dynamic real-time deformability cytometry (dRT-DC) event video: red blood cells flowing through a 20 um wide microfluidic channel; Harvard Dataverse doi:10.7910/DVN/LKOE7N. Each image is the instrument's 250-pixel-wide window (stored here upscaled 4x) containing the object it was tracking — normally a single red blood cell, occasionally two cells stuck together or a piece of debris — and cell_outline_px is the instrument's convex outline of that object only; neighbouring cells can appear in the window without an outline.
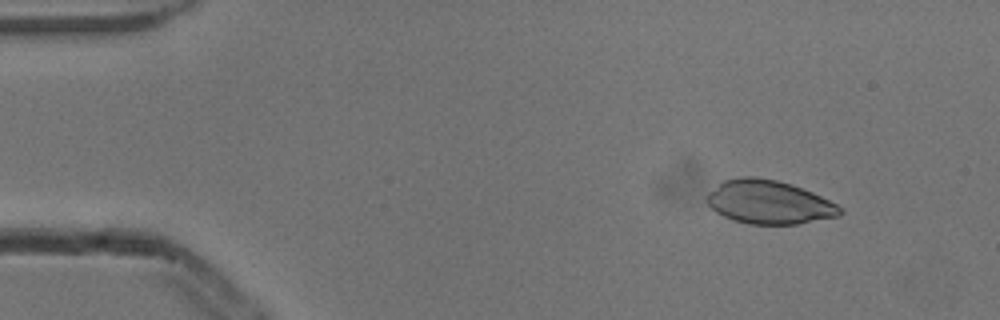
{"species": "common noctule bat (a hibernating species)", "species_latin": "Nyctalus noctula", "temperature_condition": "cold", "stored_images_in_passage": 6, "camera_frame_rate_fps": 3000, "um_per_image_px": 0.085, "animal": {"sex": "male", "body_mass_g": 13.3}, "frame": {"image": 1, "passage_image": 2, "time_ms": 0.333, "image_size_px": [1000, 320], "cell_outline_px": [[844, 212], [840, 216], [796, 224], [748, 224], [732, 220], [716, 212], [708, 204], [704, 196], [708, 192], [724, 180], [744, 176], [752, 176], [776, 180], [792, 184], [812, 192], [836, 204]], "centroid_in_image_um": [65.34, 17.18], "position_along_channel_um": 19.7, "area_um2": 33.81}}